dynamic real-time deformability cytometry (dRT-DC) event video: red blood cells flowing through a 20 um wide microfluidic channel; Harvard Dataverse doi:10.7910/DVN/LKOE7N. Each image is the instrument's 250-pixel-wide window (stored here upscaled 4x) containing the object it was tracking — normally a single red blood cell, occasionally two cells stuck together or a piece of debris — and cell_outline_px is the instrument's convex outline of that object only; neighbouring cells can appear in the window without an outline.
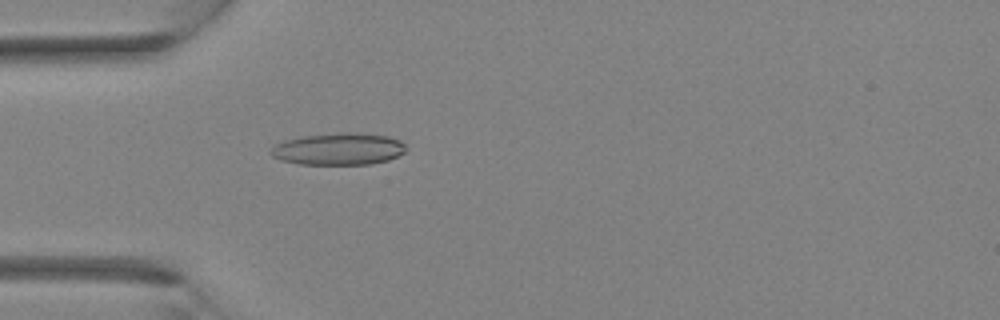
{"species": "Egyptian fruit bat (a non-hibernating species)", "species_latin": "Rousettus aegyptiacus", "temperature_condition": "room temperature", "stored_images_in_passage": 25, "camera_frame_rate_fps": 3000, "um_per_image_px": 0.085, "animal": {"sex": "female"}, "frame": {"image": 1, "passage_image": 3, "time_ms": 0.667, "image_size_px": [1000, 320], "cell_outline_px": [[404, 152], [388, 160], [372, 164], [300, 164], [280, 160], [272, 156], [272, 148], [276, 144], [284, 140], [304, 136], [340, 132], [356, 132], [388, 136], [400, 140], [404, 144]], "centroid_in_image_um": [28.78, 12.66], "position_along_channel_um": 56.2, "area_um2": 25.09}}
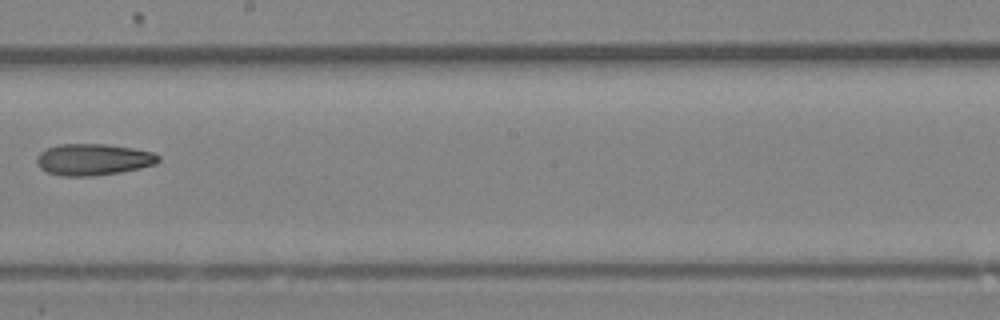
{"frame": {"image": 2, "passage_image": 13, "time_ms": 4.0, "image_size_px": [1000, 320], "cell_outline_px": [[160, 160], [156, 164], [140, 168], [120, 172], [92, 176], [64, 176], [48, 172], [40, 168], [36, 164], [36, 156], [40, 152], [48, 148], [60, 144], [104, 144], [132, 148], [152, 152], [160, 156]], "centroid_in_image_um": [7.92, 13.56], "position_along_channel_um": 240.3, "area_um2": 22.31}}
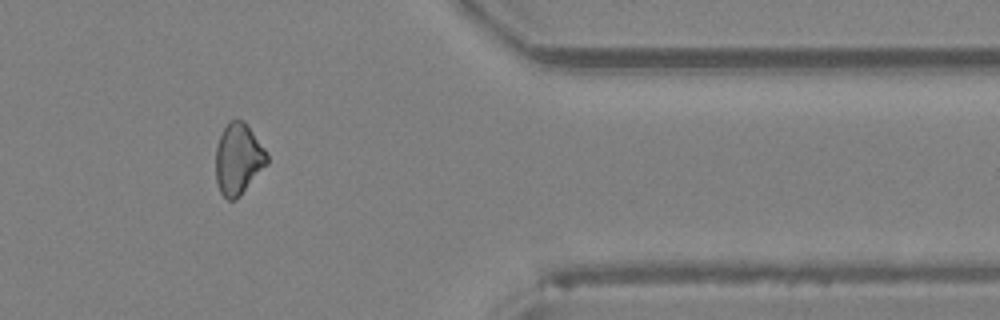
{"frame": {"image": 3, "passage_image": 22, "time_ms": 7.0, "image_size_px": [1000, 320], "cell_outline_px": [[268, 164], [240, 196], [236, 200], [228, 200], [220, 192], [216, 180], [216, 148], [220, 136], [228, 120], [244, 120], [268, 152]], "centroid_in_image_um": [20.27, 13.52], "position_along_channel_um": 391.1, "area_um2": 21.44}}